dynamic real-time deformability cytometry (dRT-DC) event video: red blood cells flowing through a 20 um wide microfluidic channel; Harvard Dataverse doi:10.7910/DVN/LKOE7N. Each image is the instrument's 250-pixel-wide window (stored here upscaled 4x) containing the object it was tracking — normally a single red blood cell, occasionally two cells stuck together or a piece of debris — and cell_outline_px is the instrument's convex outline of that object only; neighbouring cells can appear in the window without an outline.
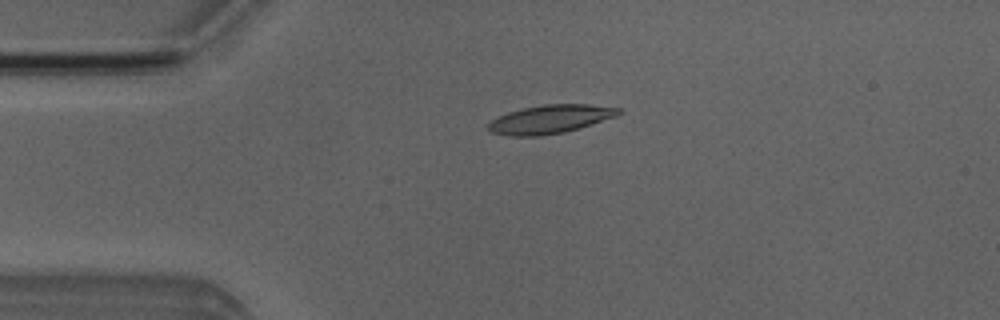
{"species": "Egyptian fruit bat (a non-hibernating species)", "species_latin": "Rousettus aegyptiacus", "temperature_condition": "room temperature", "stored_images_in_passage": 51, "camera_frame_rate_fps": 3000, "um_per_image_px": 0.085, "animal": {"sex": "male"}, "frame": {"image": 1, "passage_image": 11, "time_ms": 3.333, "image_size_px": [1000, 320], "cell_outline_px": [[624, 112], [616, 116], [580, 128], [564, 132], [540, 136], [508, 136], [492, 132], [488, 128], [488, 124], [496, 116], [508, 112], [524, 108], [544, 104], [588, 104], [620, 108]], "centroid_in_image_um": [46.77, 10.13], "position_along_channel_um": 38.2, "area_um2": 21.68}}
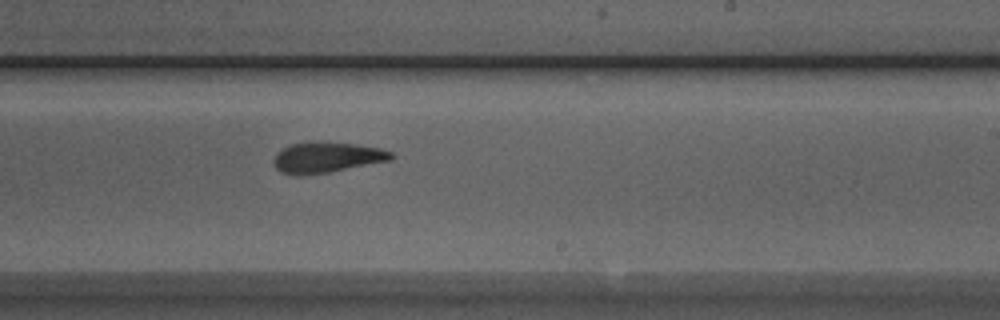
{"frame": {"image": 2, "passage_image": 30, "time_ms": 9.667, "image_size_px": [1000, 320], "cell_outline_px": [[396, 156], [392, 160], [328, 172], [300, 176], [292, 176], [280, 172], [272, 164], [272, 160], [276, 152], [288, 144], [352, 144], [380, 148], [392, 152]], "centroid_in_image_um": [27.73, 13.43], "position_along_channel_um": 261.3, "area_um2": 20.58}}
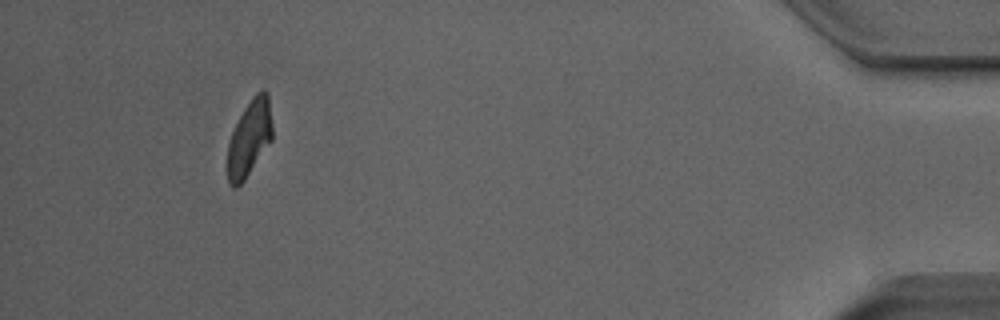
{"frame": {"image": 3, "passage_image": 47, "time_ms": 15.333, "image_size_px": [1000, 320], "cell_outline_px": [[272, 140], [244, 180], [236, 188], [232, 188], [228, 184], [228, 144], [232, 132], [244, 108], [252, 96], [256, 92], [264, 88], [268, 92], [272, 124]], "centroid_in_image_um": [21.21, 11.72], "position_along_channel_um": 414.0, "area_um2": 19.88}, "authors_computed_cell_mechanics": {"area_um2": 21.0392, "velocity_mm_per_s": 3.9699, "shape_relaxation_time_tau1_ms": 8.8035, "shape_relaxation_time_tau2_ms": 3.3938, "deformation_change_tau1": 0.2009, "deformation_change_tau2": 0.1233}}